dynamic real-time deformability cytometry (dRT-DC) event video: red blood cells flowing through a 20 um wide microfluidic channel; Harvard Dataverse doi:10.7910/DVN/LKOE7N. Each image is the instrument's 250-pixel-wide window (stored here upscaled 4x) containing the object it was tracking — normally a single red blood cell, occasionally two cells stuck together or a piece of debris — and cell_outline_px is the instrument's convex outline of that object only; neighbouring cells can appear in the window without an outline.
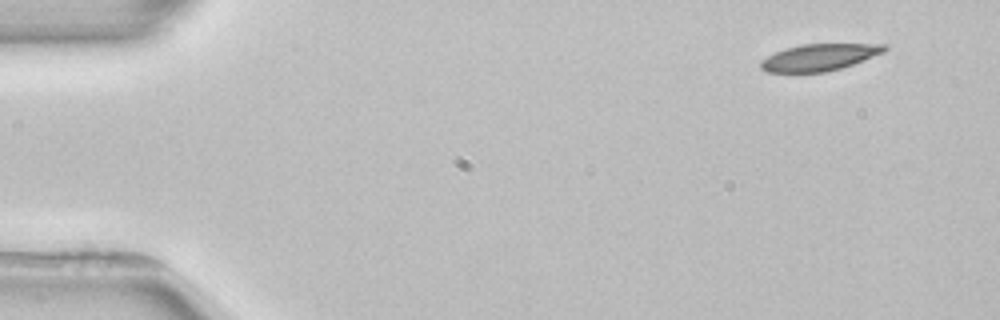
{"species": "common noctule bat (a hibernating species)", "species_latin": "Nyctalus noctula", "temperature_condition": "room temperature", "stored_images_in_passage": 3, "camera_frame_rate_fps": 3000, "um_per_image_px": 0.085, "animal": {"sex": "female", "body_mass_g": 22.7, "forearm_length_mm": 54.2}, "frame": {"image": 1, "passage_image": 1, "time_ms": 0.0, "image_size_px": [1000, 320], "cell_outline_px": [[888, 48], [884, 52], [852, 64], [840, 68], [824, 72], [764, 72], [760, 68], [760, 60], [776, 52], [788, 48], [804, 44], [888, 44]], "centroid_in_image_um": [69.63, 4.87], "position_along_channel_um": 15.4, "area_um2": 19.07}}
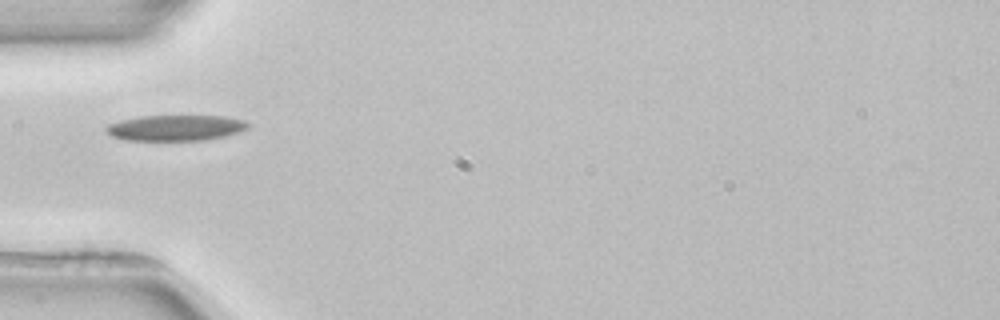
{"frame": {"image": 2, "passage_image": 3, "time_ms": 4.333, "image_size_px": [1000, 320], "cell_outline_px": [[252, 124], [248, 128], [240, 132], [224, 136], [204, 140], [124, 140], [112, 136], [104, 128], [108, 124], [120, 120], [140, 116], [224, 116], [248, 120]], "centroid_in_image_um": [14.98, 10.86], "position_along_channel_um": 70.0, "area_um2": 21.44}}